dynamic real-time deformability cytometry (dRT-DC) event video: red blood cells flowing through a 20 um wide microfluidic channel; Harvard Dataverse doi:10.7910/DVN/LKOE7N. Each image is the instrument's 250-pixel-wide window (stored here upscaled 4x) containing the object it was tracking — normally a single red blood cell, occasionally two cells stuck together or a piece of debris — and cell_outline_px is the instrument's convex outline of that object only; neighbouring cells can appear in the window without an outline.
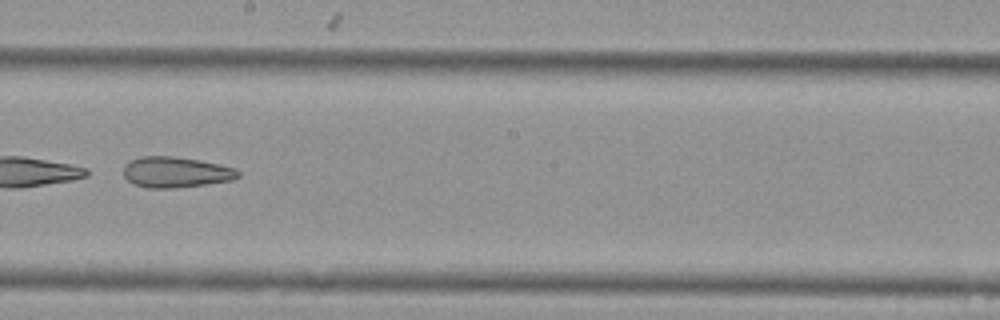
{"species": "Egyptian fruit bat (a non-hibernating species)", "species_latin": "Rousettus aegyptiacus", "temperature_condition": "cold", "stored_images_in_passage": 10, "camera_frame_rate_fps": 3000, "um_per_image_px": 0.085, "animal": {"sex": "female"}, "frame": {"image": 1, "passage_image": 9, "time_ms": 2.667, "image_size_px": [1000, 320], "cell_outline_px": [[240, 176], [232, 180], [176, 188], [148, 188], [132, 184], [124, 176], [124, 164], [140, 156], [172, 156], [220, 164], [236, 168], [240, 172]], "centroid_in_image_um": [14.94, 14.64], "position_along_channel_um": 233.3, "area_um2": 20.52}}
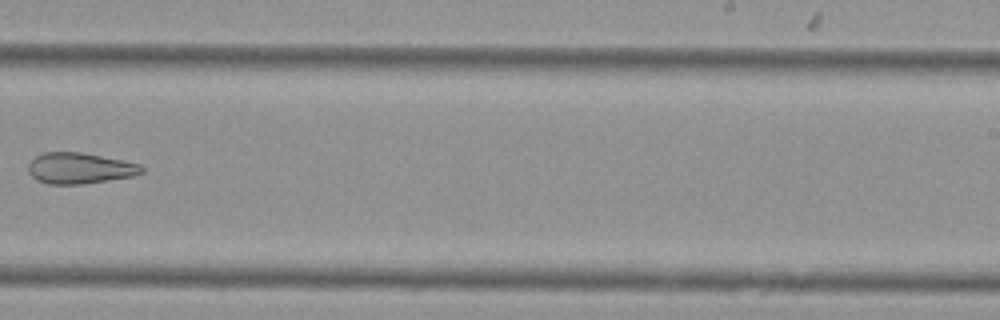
{"frame": {"image": 2, "passage_image": 10, "time_ms": 3.0, "image_size_px": [1000, 320], "cell_outline_px": [[144, 172], [136, 176], [80, 184], [48, 184], [36, 180], [28, 172], [28, 164], [36, 156], [44, 152], [80, 152], [140, 164], [144, 168]], "centroid_in_image_um": [6.77, 14.31], "position_along_channel_um": 282.2, "area_um2": 20.4}}